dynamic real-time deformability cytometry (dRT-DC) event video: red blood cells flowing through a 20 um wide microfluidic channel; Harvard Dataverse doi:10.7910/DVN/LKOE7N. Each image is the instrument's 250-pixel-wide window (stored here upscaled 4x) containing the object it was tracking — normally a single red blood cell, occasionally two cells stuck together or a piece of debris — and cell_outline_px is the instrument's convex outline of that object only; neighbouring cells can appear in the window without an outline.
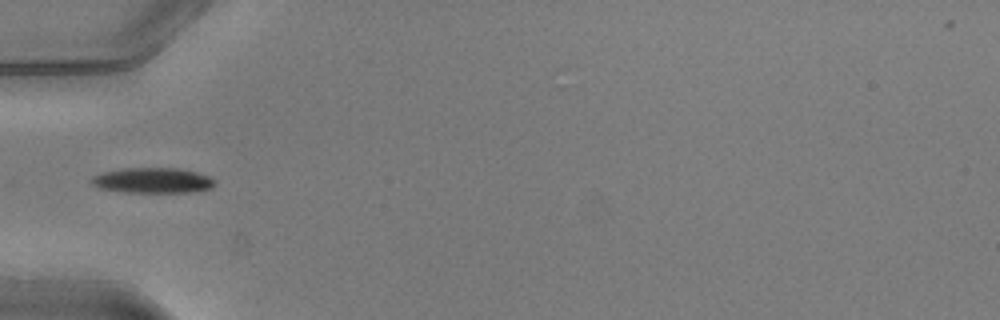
{"species": "common noctule bat (a hibernating species)", "species_latin": "Nyctalus noctula", "temperature_condition": "warm", "stored_images_in_passage": 34, "camera_frame_rate_fps": 3000, "um_per_image_px": 0.085, "animal": {"sex": "male", "body_mass_g": 20.5, "forearm_length_mm": 52.5}, "frame": {"image": 1, "passage_image": 1, "time_ms": 0.0, "image_size_px": [1000, 320], "cell_outline_px": [[216, 184], [212, 188], [192, 192], [124, 192], [100, 188], [92, 184], [88, 180], [92, 176], [104, 172], [124, 168], [176, 168], [196, 172], [208, 176]], "centroid_in_image_um": [12.95, 15.34], "position_along_channel_um": 72.1, "area_um2": 18.15}}
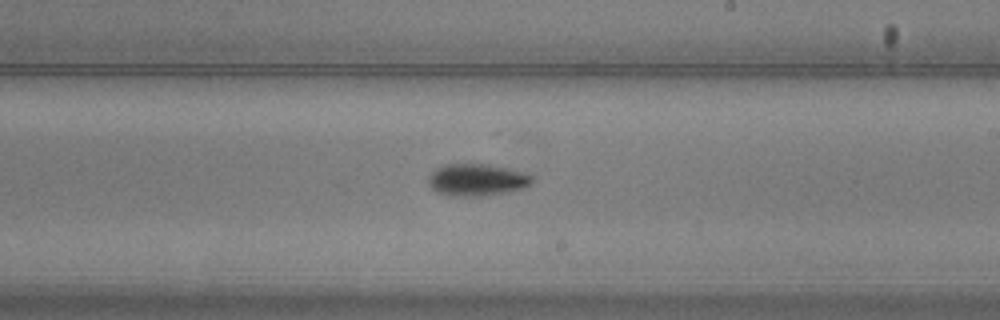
{"frame": {"image": 2, "passage_image": 14, "time_ms": 4.333, "image_size_px": [1000, 320], "cell_outline_px": [[532, 184], [524, 188], [508, 192], [484, 196], [452, 196], [440, 192], [432, 188], [428, 184], [428, 176], [436, 168], [444, 164], [488, 164], [520, 172], [532, 176]], "centroid_in_image_um": [40.52, 15.29], "position_along_channel_um": 248.5, "area_um2": 19.25}}
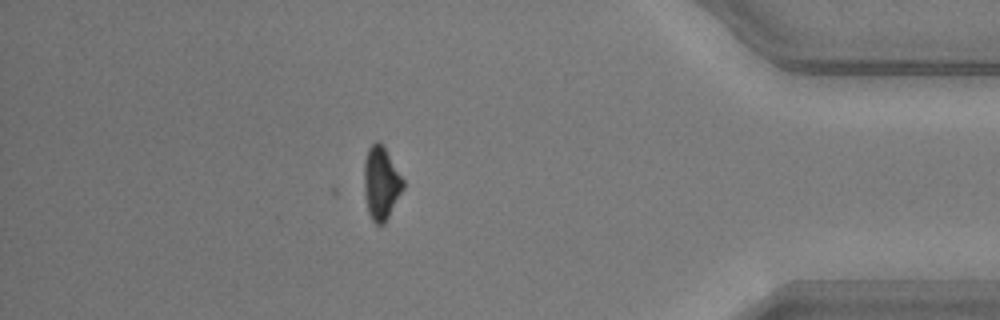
{"frame": {"image": 3, "passage_image": 28, "time_ms": 9.0, "image_size_px": [1000, 320], "cell_outline_px": [[404, 188], [384, 224], [376, 224], [372, 220], [368, 212], [364, 192], [364, 160], [368, 148], [376, 140], [384, 148], [404, 180]], "centroid_in_image_um": [32.38, 15.58], "position_along_channel_um": 402.8, "area_um2": 16.42}, "authors_computed_cell_mechanics": {"area_um2": 17.6868, "velocity_mm_per_s": 4.0516, "shape_relaxation_time_tau1_ms": 1.6695, "shape_relaxation_time_tau2_ms": null, "deformation_change_tau1": 0.1163, "deformation_change_tau2": null}}